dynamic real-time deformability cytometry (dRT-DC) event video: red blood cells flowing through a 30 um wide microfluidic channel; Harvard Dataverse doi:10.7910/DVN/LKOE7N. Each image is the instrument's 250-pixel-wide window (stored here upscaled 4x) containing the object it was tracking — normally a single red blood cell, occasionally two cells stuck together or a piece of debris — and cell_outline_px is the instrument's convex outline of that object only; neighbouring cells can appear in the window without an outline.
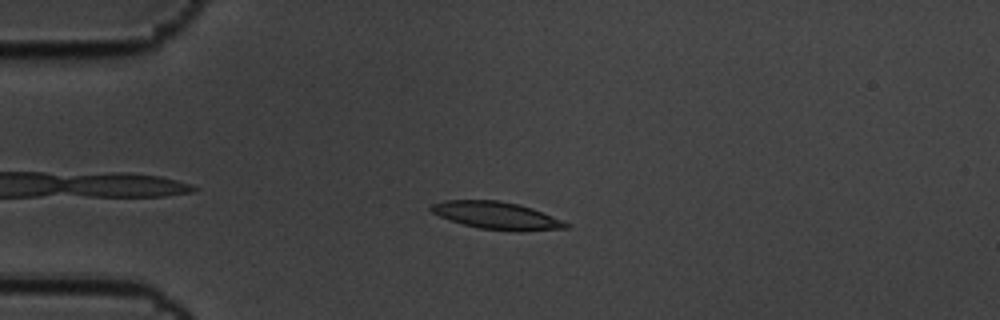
{"species": "common noctule bat (a hibernating species)", "species_latin": "Nyctalus noctula", "temperature_condition": "cold", "stored_images_in_passage": 2, "camera_frame_rate_fps": 3000, "um_per_image_px": 0.085, "animal": {"sex": "male", "body_mass_g": 19.5, "forearm_length_mm": 54.6}, "frame": {"image": 1, "passage_image": 1, "time_ms": 0.0, "image_size_px": [1000, 320], "cell_outline_px": [[572, 224], [568, 228], [520, 232], [512, 232], [480, 228], [464, 224], [440, 216], [432, 212], [428, 208], [432, 204], [444, 200], [500, 200], [520, 204], [532, 208]], "centroid_in_image_um": [42.26, 18.32], "position_along_channel_um": 42.7, "area_um2": 21.73}}